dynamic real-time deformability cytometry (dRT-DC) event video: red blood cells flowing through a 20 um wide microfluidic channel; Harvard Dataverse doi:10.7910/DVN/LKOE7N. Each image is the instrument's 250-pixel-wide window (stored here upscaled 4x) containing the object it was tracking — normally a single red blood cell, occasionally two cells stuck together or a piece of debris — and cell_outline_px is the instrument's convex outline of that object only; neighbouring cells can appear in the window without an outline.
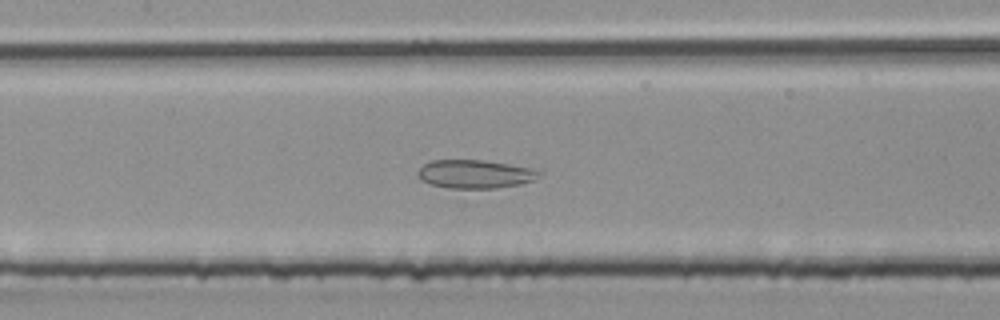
{"species": "common noctule bat (a hibernating species)", "species_latin": "Nyctalus noctula", "temperature_condition": "room temperature", "stored_images_in_passage": 40, "camera_frame_rate_fps": 3000, "um_per_image_px": 0.085, "animal": {"sex": "male", "body_mass_g": 20.4}, "frame": {"image": 1, "passage_image": 13, "time_ms": 4.0, "image_size_px": [1000, 320], "cell_outline_px": [[544, 176], [536, 180], [520, 184], [496, 188], [448, 188], [432, 184], [420, 180], [416, 176], [416, 172], [424, 164], [432, 160], [484, 160], [532, 168], [544, 172]], "centroid_in_image_um": [40.43, 14.79], "position_along_channel_um": 167.0, "area_um2": 20.4}}
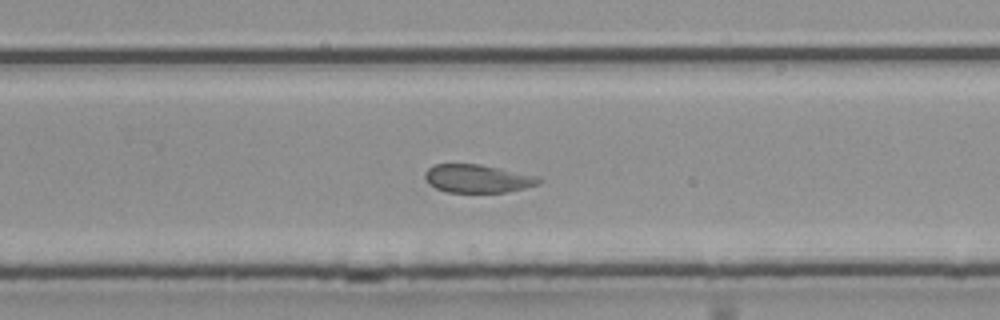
{"frame": {"image": 2, "passage_image": 22, "time_ms": 7.0, "image_size_px": [1000, 320], "cell_outline_px": [[544, 180], [540, 184], [508, 192], [448, 192], [436, 188], [428, 184], [424, 176], [424, 172], [432, 164], [480, 164], [536, 176]], "centroid_in_image_um": [40.57, 15.18], "position_along_channel_um": 289.2, "area_um2": 18.73}}
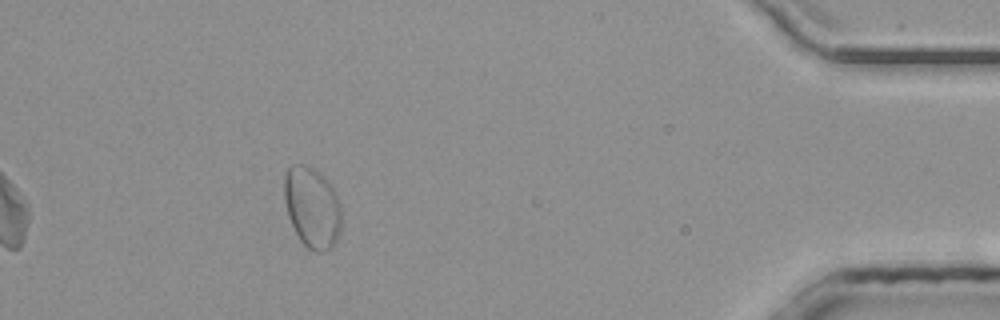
{"frame": {"image": 3, "passage_image": 35, "time_ms": 11.333, "image_size_px": [1000, 320], "cell_outline_px": [[340, 232], [336, 240], [324, 252], [316, 252], [308, 248], [300, 240], [288, 216], [284, 196], [284, 176], [288, 168], [292, 164], [304, 164], [312, 168], [324, 176], [328, 180], [336, 192], [340, 204]], "centroid_in_image_um": [26.52, 17.6], "position_along_channel_um": 408.7, "area_um2": 26.88}, "authors_computed_cell_mechanics": {"area_um2": 23.9581, "velocity_mm_per_s": 4.1025, "shape_relaxation_time_tau1_ms": null, "shape_relaxation_time_tau2_ms": 1.4242, "deformation_change_tau1": null, "deformation_change_tau2": 0.0661}}